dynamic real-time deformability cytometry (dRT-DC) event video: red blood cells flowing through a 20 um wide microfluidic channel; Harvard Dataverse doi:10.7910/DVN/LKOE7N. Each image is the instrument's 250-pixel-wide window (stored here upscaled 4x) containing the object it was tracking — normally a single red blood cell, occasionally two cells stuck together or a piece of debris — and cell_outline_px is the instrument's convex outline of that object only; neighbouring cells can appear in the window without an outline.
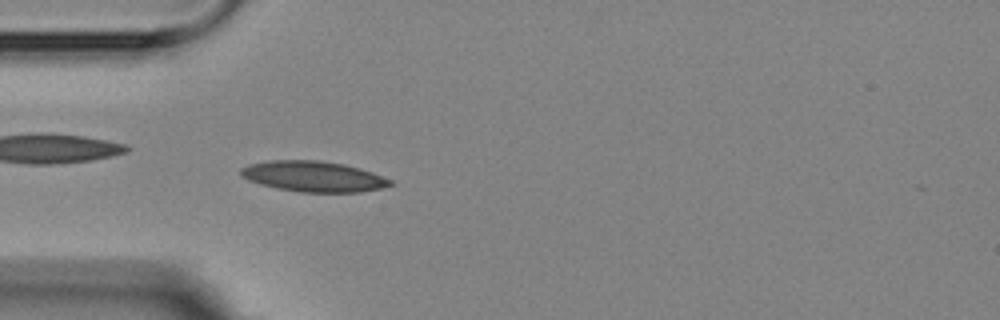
{"species": "Egyptian fruit bat (a non-hibernating species)", "species_latin": "Rousettus aegyptiacus", "temperature_condition": "room temperature", "stored_images_in_passage": 3, "camera_frame_rate_fps": 3000, "um_per_image_px": 0.085, "animal": {"sex": "female"}, "frame": {"image": 1, "passage_image": 3, "time_ms": 2.333, "image_size_px": [1000, 320], "cell_outline_px": [[396, 184], [380, 188], [360, 192], [300, 192], [276, 188], [260, 184], [248, 180], [240, 176], [240, 168], [248, 164], [268, 160], [320, 160], [344, 164], [372, 172], [392, 180]], "centroid_in_image_um": [26.61, 14.99], "position_along_channel_um": 58.4, "area_um2": 26.82}}